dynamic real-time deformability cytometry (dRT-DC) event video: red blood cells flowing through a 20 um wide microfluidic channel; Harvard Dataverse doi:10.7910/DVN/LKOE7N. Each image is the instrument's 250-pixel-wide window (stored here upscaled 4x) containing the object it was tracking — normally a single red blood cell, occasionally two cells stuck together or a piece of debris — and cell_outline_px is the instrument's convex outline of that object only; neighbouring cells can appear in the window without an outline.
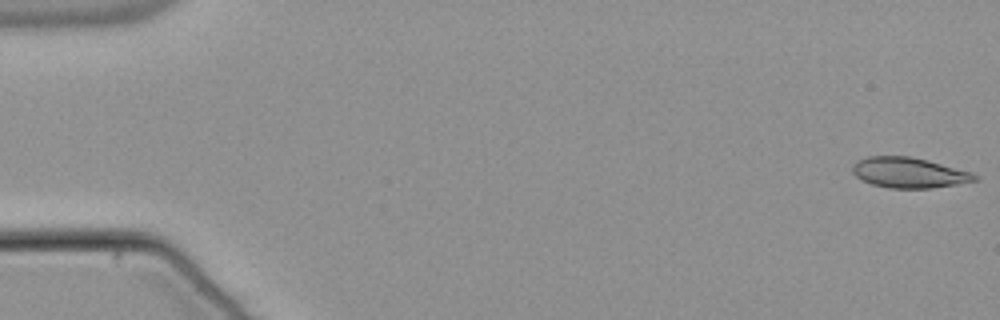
{"species": "common noctule bat (a hibernating species)", "species_latin": "Nyctalus noctula", "temperature_condition": "warm", "stored_images_in_passage": 54, "camera_frame_rate_fps": 3000, "um_per_image_px": 0.085, "animal": {"sex": "male", "body_mass_g": 21.5, "forearm_length_mm": 52.0}, "frame": {"image": 1, "passage_image": 1, "time_ms": 0.0, "image_size_px": [1000, 320], "cell_outline_px": [[980, 180], [932, 188], [888, 188], [872, 184], [860, 180], [852, 172], [852, 164], [856, 160], [868, 156], [908, 156], [928, 160], [972, 172], [980, 176]], "centroid_in_image_um": [77.26, 14.67], "position_along_channel_um": 7.7, "area_um2": 21.91}}
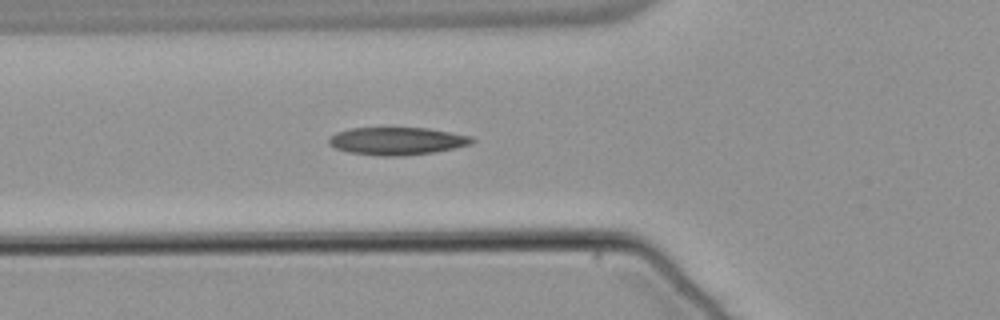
{"frame": {"image": 2, "passage_image": 20, "time_ms": 6.333, "image_size_px": [1000, 320], "cell_outline_px": [[476, 140], [472, 144], [456, 148], [436, 152], [400, 156], [380, 156], [348, 152], [336, 148], [328, 144], [328, 140], [336, 132], [352, 128], [428, 128], [472, 136]], "centroid_in_image_um": [33.79, 11.99], "position_along_channel_um": 92.0, "area_um2": 23.18}}
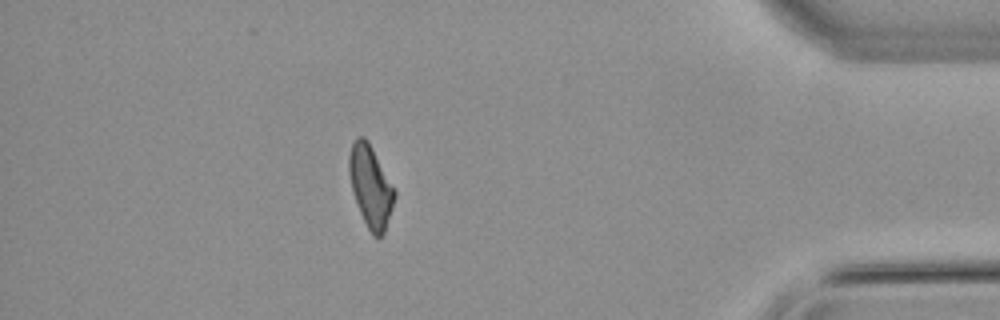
{"frame": {"image": 3, "passage_image": 48, "time_ms": 15.667, "image_size_px": [1000, 320], "cell_outline_px": [[396, 196], [384, 232], [380, 236], [372, 236], [360, 212], [352, 192], [348, 172], [348, 156], [352, 144], [356, 136], [364, 136], [368, 140], [396, 192]], "centroid_in_image_um": [31.47, 15.81], "position_along_channel_um": 403.7, "area_um2": 21.5}, "authors_computed_cell_mechanics": {"area_um2": 22.0507, "velocity_mm_per_s": 3.8, "shape_relaxation_time_tau1_ms": null, "shape_relaxation_time_tau2_ms": 4.0029, "deformation_change_tau1": null, "deformation_change_tau2": 0.1115}}